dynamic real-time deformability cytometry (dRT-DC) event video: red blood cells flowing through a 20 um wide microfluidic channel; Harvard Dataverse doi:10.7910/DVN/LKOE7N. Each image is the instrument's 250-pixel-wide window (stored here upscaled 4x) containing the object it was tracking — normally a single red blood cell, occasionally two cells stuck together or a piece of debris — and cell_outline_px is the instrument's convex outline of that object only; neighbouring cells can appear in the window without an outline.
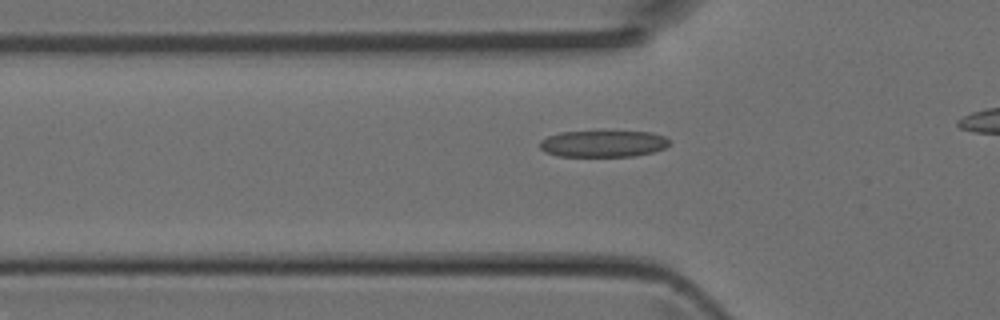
{"species": "Egyptian fruit bat (a non-hibernating species)", "species_latin": "Rousettus aegyptiacus", "temperature_condition": "room temperature", "stored_images_in_passage": 22, "camera_frame_rate_fps": 3000, "um_per_image_px": 0.085, "animal": {"sex": "female"}, "frame": {"image": 1, "passage_image": 9, "time_ms": 2.667, "image_size_px": [1000, 320], "cell_outline_px": [[668, 144], [664, 148], [652, 152], [636, 156], [556, 156], [544, 152], [540, 148], [540, 140], [548, 136], [560, 132], [652, 132], [664, 136], [668, 140]], "centroid_in_image_um": [51.23, 12.22], "position_along_channel_um": 74.6, "area_um2": 19.94}}
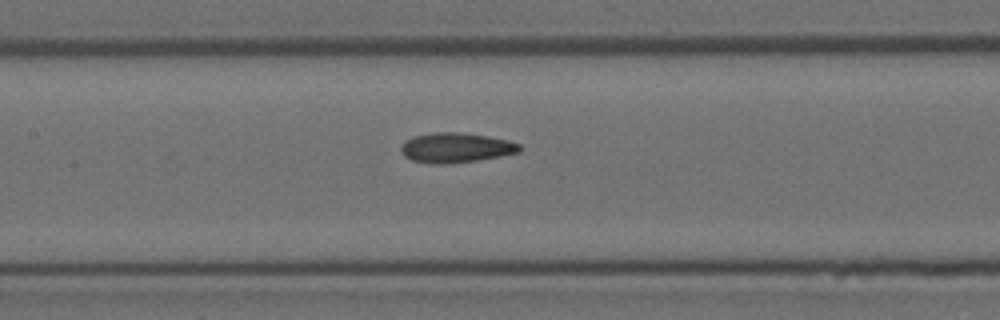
{"frame": {"image": 2, "passage_image": 15, "time_ms": 4.667, "image_size_px": [1000, 320], "cell_outline_px": [[520, 152], [500, 156], [476, 160], [444, 164], [432, 164], [412, 160], [404, 156], [400, 148], [412, 136], [436, 132], [456, 132], [488, 136], [508, 140], [520, 144]], "centroid_in_image_um": [38.75, 12.55], "position_along_channel_um": 168.6, "area_um2": 20.4}}
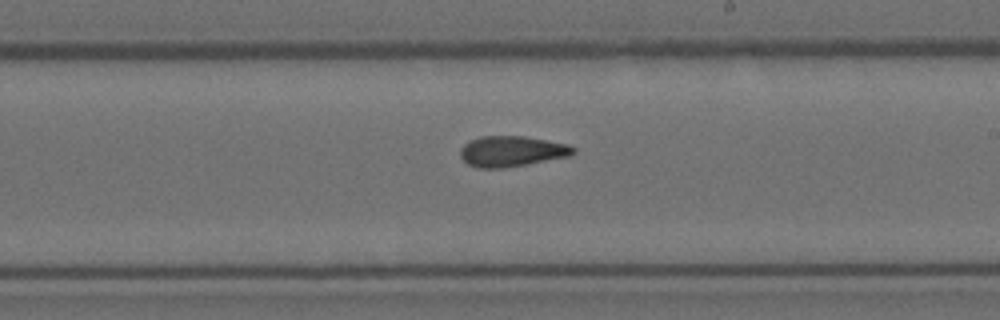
{"frame": {"image": 3, "passage_image": 20, "time_ms": 6.333, "image_size_px": [1000, 320], "cell_outline_px": [[576, 152], [572, 156], [504, 168], [476, 168], [468, 164], [460, 156], [460, 148], [468, 140], [480, 136], [524, 136], [568, 144], [576, 148]], "centroid_in_image_um": [43.5, 12.86], "position_along_channel_um": 245.5, "area_um2": 20.4}}